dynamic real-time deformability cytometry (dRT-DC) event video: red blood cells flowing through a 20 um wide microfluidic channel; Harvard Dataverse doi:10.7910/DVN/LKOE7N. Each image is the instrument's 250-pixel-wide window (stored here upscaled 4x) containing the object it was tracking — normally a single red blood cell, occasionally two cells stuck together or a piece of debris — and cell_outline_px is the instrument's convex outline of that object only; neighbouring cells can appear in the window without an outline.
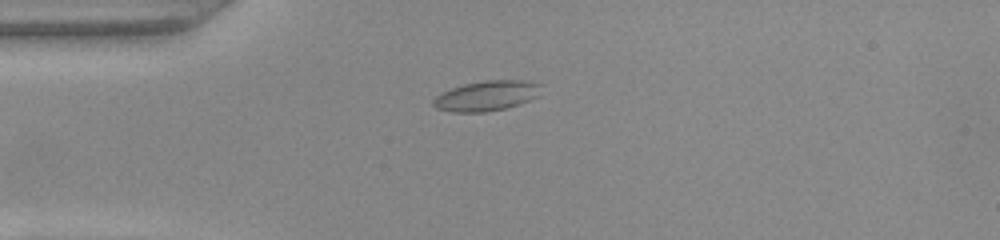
{"species": "common noctule bat (a hibernating species)", "species_latin": "Nyctalus noctula", "temperature_condition": "warm", "stored_images_in_passage": 39, "camera_frame_rate_fps": 3000, "um_per_image_px": 0.085, "animal": {"sex": "female", "body_mass_g": 22.0, "forearm_length_mm": 56.7}, "frame": {"image": 1, "passage_image": 1, "time_ms": 0.0, "image_size_px": [1000, 240], "cell_outline_px": [[540, 96], [504, 108], [484, 112], [452, 112], [436, 108], [432, 104], [432, 100], [436, 96], [452, 88], [464, 84], [484, 80], [520, 80], [540, 84]], "centroid_in_image_um": [41.33, 8.14], "position_along_channel_um": 43.7, "area_um2": 18.67}}
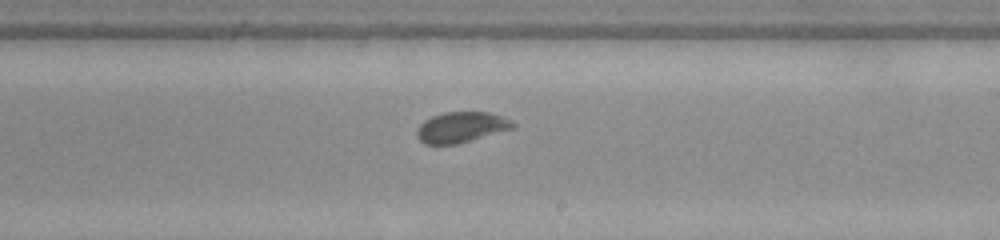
{"frame": {"image": 2, "passage_image": 18, "time_ms": 5.667, "image_size_px": [1000, 240], "cell_outline_px": [[516, 128], [456, 144], [424, 144], [416, 136], [416, 128], [424, 120], [432, 116], [444, 112], [488, 112], [500, 116], [516, 124]], "centroid_in_image_um": [39.17, 10.82], "position_along_channel_um": 249.8, "area_um2": 17.11}}
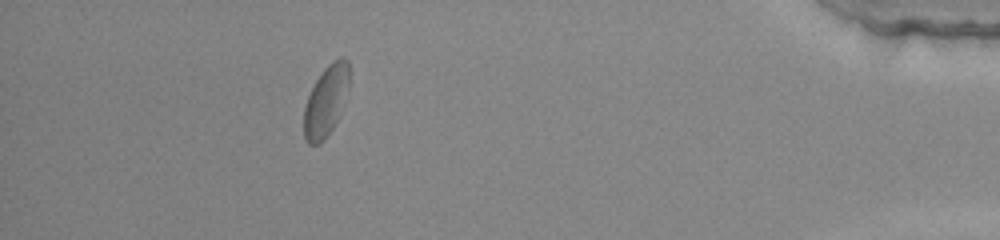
{"frame": {"image": 3, "passage_image": 34, "time_ms": 11.0, "image_size_px": [1000, 240], "cell_outline_px": [[348, 88], [336, 120], [332, 128], [324, 140], [316, 144], [308, 144], [304, 136], [304, 108], [308, 96], [316, 80], [324, 68], [332, 60], [340, 56], [344, 56], [348, 60]], "centroid_in_image_um": [27.69, 8.55], "position_along_channel_um": 407.5, "area_um2": 18.26}, "authors_computed_cell_mechanics": {"area_um2": 17.5712, "velocity_mm_per_s": 3.9944, "shape_relaxation_time_tau1_ms": 2.6411, "shape_relaxation_time_tau2_ms": 0.4667, "deformation_change_tau1": 0.0819, "deformation_change_tau2": 0.035}}